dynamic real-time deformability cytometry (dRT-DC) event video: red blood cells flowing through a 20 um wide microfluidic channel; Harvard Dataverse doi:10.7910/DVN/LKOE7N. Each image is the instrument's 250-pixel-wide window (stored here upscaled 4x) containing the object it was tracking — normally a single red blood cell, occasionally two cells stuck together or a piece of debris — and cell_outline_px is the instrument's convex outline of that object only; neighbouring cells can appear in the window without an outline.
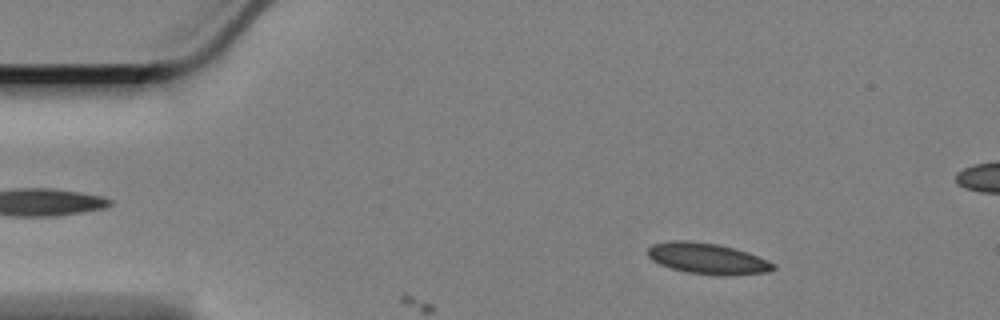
{"species": "Egyptian fruit bat (a non-hibernating species)", "species_latin": "Rousettus aegyptiacus", "temperature_condition": "cold", "stored_images_in_passage": 15, "camera_frame_rate_fps": 3000, "um_per_image_px": 0.085, "animal": {"sex": "female"}, "frame": {"image": 1, "passage_image": 8, "time_ms": 2.333, "image_size_px": [1000, 320], "cell_outline_px": [[776, 268], [768, 272], [724, 276], [684, 272], [660, 264], [652, 260], [648, 256], [648, 248], [652, 244], [668, 240], [688, 240], [716, 244], [748, 252], [776, 264]], "centroid_in_image_um": [60.12, 21.98], "position_along_channel_um": 24.9, "area_um2": 22.72}}